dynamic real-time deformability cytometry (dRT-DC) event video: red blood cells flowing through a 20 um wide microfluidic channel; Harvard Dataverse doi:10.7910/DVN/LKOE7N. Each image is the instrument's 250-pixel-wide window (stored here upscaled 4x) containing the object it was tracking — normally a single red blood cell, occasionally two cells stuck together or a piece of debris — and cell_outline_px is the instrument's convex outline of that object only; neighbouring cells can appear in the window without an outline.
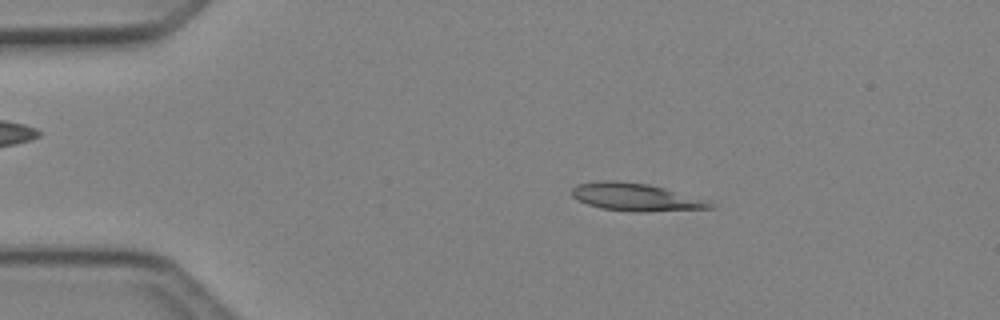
{"species": "Egyptian fruit bat (a non-hibernating species)", "species_latin": "Rousettus aegyptiacus", "temperature_condition": "cold", "stored_images_in_passage": 47, "camera_frame_rate_fps": 3000, "um_per_image_px": 0.085, "animal": {"sex": "female"}, "frame": {"image": 1, "passage_image": 8, "time_ms": 2.333, "image_size_px": [1000, 320], "cell_outline_px": [[712, 208], [648, 212], [636, 212], [600, 208], [588, 204], [572, 196], [572, 188], [576, 184], [596, 180], [616, 180], [648, 184], [664, 188], [712, 204]], "centroid_in_image_um": [53.9, 16.74], "position_along_channel_um": 31.1, "area_um2": 21.85}}
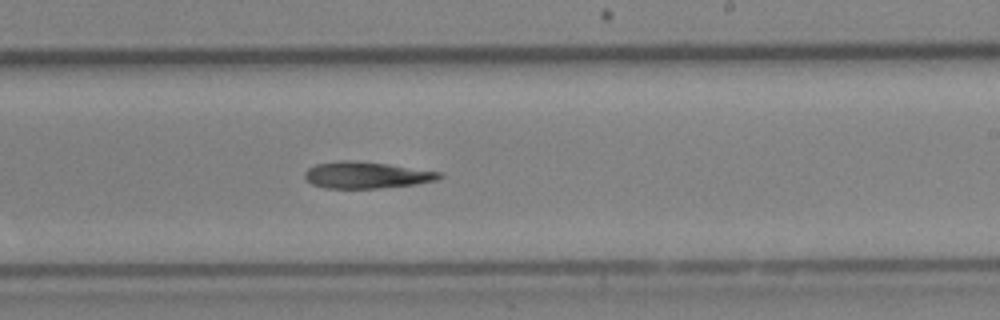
{"frame": {"image": 2, "passage_image": 28, "time_ms": 9.0, "image_size_px": [1000, 320], "cell_outline_px": [[444, 176], [436, 180], [416, 184], [376, 188], [324, 188], [312, 184], [304, 176], [304, 172], [308, 168], [316, 164], [340, 160], [348, 160], [388, 164], [440, 172]], "centroid_in_image_um": [31.12, 14.88], "position_along_channel_um": 257.9, "area_um2": 20.69}}
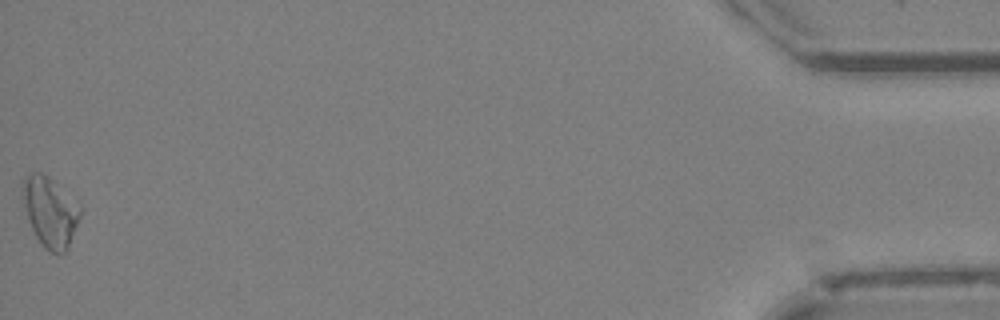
{"frame": {"image": 3, "passage_image": 47, "time_ms": 15.333, "image_size_px": [1000, 320], "cell_outline_px": [[80, 216], [68, 248], [64, 252], [48, 252], [44, 248], [36, 236], [28, 220], [24, 204], [24, 176], [32, 172], [40, 172], [48, 176], [80, 200]], "centroid_in_image_um": [4.31, 17.98], "position_along_channel_um": 430.9, "area_um2": 23.47}}